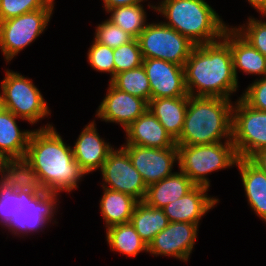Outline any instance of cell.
Masks as SVG:
<instances>
[{
	"label": "cell",
	"instance_id": "obj_1",
	"mask_svg": "<svg viewBox=\"0 0 266 266\" xmlns=\"http://www.w3.org/2000/svg\"><path fill=\"white\" fill-rule=\"evenodd\" d=\"M24 159L39 174L47 192L70 193L86 175L74 159L72 147L49 123L32 131Z\"/></svg>",
	"mask_w": 266,
	"mask_h": 266
},
{
	"label": "cell",
	"instance_id": "obj_2",
	"mask_svg": "<svg viewBox=\"0 0 266 266\" xmlns=\"http://www.w3.org/2000/svg\"><path fill=\"white\" fill-rule=\"evenodd\" d=\"M184 76L190 96L230 99L238 90L230 46L223 38L196 45L184 64Z\"/></svg>",
	"mask_w": 266,
	"mask_h": 266
},
{
	"label": "cell",
	"instance_id": "obj_3",
	"mask_svg": "<svg viewBox=\"0 0 266 266\" xmlns=\"http://www.w3.org/2000/svg\"><path fill=\"white\" fill-rule=\"evenodd\" d=\"M232 123L231 99L189 95L183 129L176 145L232 142Z\"/></svg>",
	"mask_w": 266,
	"mask_h": 266
},
{
	"label": "cell",
	"instance_id": "obj_4",
	"mask_svg": "<svg viewBox=\"0 0 266 266\" xmlns=\"http://www.w3.org/2000/svg\"><path fill=\"white\" fill-rule=\"evenodd\" d=\"M158 3L148 6L166 19L164 24L195 45L220 40L229 27L205 0H162Z\"/></svg>",
	"mask_w": 266,
	"mask_h": 266
},
{
	"label": "cell",
	"instance_id": "obj_5",
	"mask_svg": "<svg viewBox=\"0 0 266 266\" xmlns=\"http://www.w3.org/2000/svg\"><path fill=\"white\" fill-rule=\"evenodd\" d=\"M178 170L196 186L210 188L208 174L235 167L239 159L232 142L203 145H177Z\"/></svg>",
	"mask_w": 266,
	"mask_h": 266
},
{
	"label": "cell",
	"instance_id": "obj_6",
	"mask_svg": "<svg viewBox=\"0 0 266 266\" xmlns=\"http://www.w3.org/2000/svg\"><path fill=\"white\" fill-rule=\"evenodd\" d=\"M4 71L6 74L0 85L1 107L32 125L48 117L50 109L33 81L17 71Z\"/></svg>",
	"mask_w": 266,
	"mask_h": 266
},
{
	"label": "cell",
	"instance_id": "obj_7",
	"mask_svg": "<svg viewBox=\"0 0 266 266\" xmlns=\"http://www.w3.org/2000/svg\"><path fill=\"white\" fill-rule=\"evenodd\" d=\"M54 2L51 0L42 9L0 22V49L6 63L44 33L53 14Z\"/></svg>",
	"mask_w": 266,
	"mask_h": 266
},
{
	"label": "cell",
	"instance_id": "obj_8",
	"mask_svg": "<svg viewBox=\"0 0 266 266\" xmlns=\"http://www.w3.org/2000/svg\"><path fill=\"white\" fill-rule=\"evenodd\" d=\"M58 195L60 196L59 193L18 190L19 209L5 228L13 235L22 237L42 231L57 212Z\"/></svg>",
	"mask_w": 266,
	"mask_h": 266
},
{
	"label": "cell",
	"instance_id": "obj_9",
	"mask_svg": "<svg viewBox=\"0 0 266 266\" xmlns=\"http://www.w3.org/2000/svg\"><path fill=\"white\" fill-rule=\"evenodd\" d=\"M137 40L143 58L161 59L183 67L196 46L189 38L168 27L163 21L148 23Z\"/></svg>",
	"mask_w": 266,
	"mask_h": 266
},
{
	"label": "cell",
	"instance_id": "obj_10",
	"mask_svg": "<svg viewBox=\"0 0 266 266\" xmlns=\"http://www.w3.org/2000/svg\"><path fill=\"white\" fill-rule=\"evenodd\" d=\"M234 103L232 143L239 158H249L266 147V112L250 107L240 97Z\"/></svg>",
	"mask_w": 266,
	"mask_h": 266
},
{
	"label": "cell",
	"instance_id": "obj_11",
	"mask_svg": "<svg viewBox=\"0 0 266 266\" xmlns=\"http://www.w3.org/2000/svg\"><path fill=\"white\" fill-rule=\"evenodd\" d=\"M100 172L103 178L102 188L131 195L138 201L144 200L147 185L122 146L109 152Z\"/></svg>",
	"mask_w": 266,
	"mask_h": 266
},
{
	"label": "cell",
	"instance_id": "obj_12",
	"mask_svg": "<svg viewBox=\"0 0 266 266\" xmlns=\"http://www.w3.org/2000/svg\"><path fill=\"white\" fill-rule=\"evenodd\" d=\"M135 169L148 186L172 175L174 163H178L177 148L142 147L134 144H124Z\"/></svg>",
	"mask_w": 266,
	"mask_h": 266
},
{
	"label": "cell",
	"instance_id": "obj_13",
	"mask_svg": "<svg viewBox=\"0 0 266 266\" xmlns=\"http://www.w3.org/2000/svg\"><path fill=\"white\" fill-rule=\"evenodd\" d=\"M198 228L197 224L188 222H169L149 243L147 253L154 256H171L187 262L198 236Z\"/></svg>",
	"mask_w": 266,
	"mask_h": 266
},
{
	"label": "cell",
	"instance_id": "obj_14",
	"mask_svg": "<svg viewBox=\"0 0 266 266\" xmlns=\"http://www.w3.org/2000/svg\"><path fill=\"white\" fill-rule=\"evenodd\" d=\"M142 65L150 82L151 99L188 95L183 66L154 58H143Z\"/></svg>",
	"mask_w": 266,
	"mask_h": 266
},
{
	"label": "cell",
	"instance_id": "obj_15",
	"mask_svg": "<svg viewBox=\"0 0 266 266\" xmlns=\"http://www.w3.org/2000/svg\"><path fill=\"white\" fill-rule=\"evenodd\" d=\"M106 90L95 114L101 121L119 124L125 130L148 109L144 99L121 91L110 82Z\"/></svg>",
	"mask_w": 266,
	"mask_h": 266
},
{
	"label": "cell",
	"instance_id": "obj_16",
	"mask_svg": "<svg viewBox=\"0 0 266 266\" xmlns=\"http://www.w3.org/2000/svg\"><path fill=\"white\" fill-rule=\"evenodd\" d=\"M209 188L204 186H195L186 195L169 203L162 209L169 222H188L197 224L202 217L219 203L216 197H209Z\"/></svg>",
	"mask_w": 266,
	"mask_h": 266
},
{
	"label": "cell",
	"instance_id": "obj_17",
	"mask_svg": "<svg viewBox=\"0 0 266 266\" xmlns=\"http://www.w3.org/2000/svg\"><path fill=\"white\" fill-rule=\"evenodd\" d=\"M114 147L100 137L95 120L85 125L72 147L74 159L87 174L101 170Z\"/></svg>",
	"mask_w": 266,
	"mask_h": 266
},
{
	"label": "cell",
	"instance_id": "obj_18",
	"mask_svg": "<svg viewBox=\"0 0 266 266\" xmlns=\"http://www.w3.org/2000/svg\"><path fill=\"white\" fill-rule=\"evenodd\" d=\"M124 131L126 133L124 144L161 149L177 148L176 142L149 109Z\"/></svg>",
	"mask_w": 266,
	"mask_h": 266
},
{
	"label": "cell",
	"instance_id": "obj_19",
	"mask_svg": "<svg viewBox=\"0 0 266 266\" xmlns=\"http://www.w3.org/2000/svg\"><path fill=\"white\" fill-rule=\"evenodd\" d=\"M222 38L230 46L233 70L237 80L239 71L245 75H259L262 78L266 76V56L245 40L233 26L225 30Z\"/></svg>",
	"mask_w": 266,
	"mask_h": 266
},
{
	"label": "cell",
	"instance_id": "obj_20",
	"mask_svg": "<svg viewBox=\"0 0 266 266\" xmlns=\"http://www.w3.org/2000/svg\"><path fill=\"white\" fill-rule=\"evenodd\" d=\"M236 166L241 175L248 205L266 223V173L248 158H239Z\"/></svg>",
	"mask_w": 266,
	"mask_h": 266
},
{
	"label": "cell",
	"instance_id": "obj_21",
	"mask_svg": "<svg viewBox=\"0 0 266 266\" xmlns=\"http://www.w3.org/2000/svg\"><path fill=\"white\" fill-rule=\"evenodd\" d=\"M16 119L12 112L0 107V155L5 160L25 157L33 131L19 129Z\"/></svg>",
	"mask_w": 266,
	"mask_h": 266
},
{
	"label": "cell",
	"instance_id": "obj_22",
	"mask_svg": "<svg viewBox=\"0 0 266 266\" xmlns=\"http://www.w3.org/2000/svg\"><path fill=\"white\" fill-rule=\"evenodd\" d=\"M196 185L182 171L174 172L166 178L147 186L144 202L151 207L162 209L178 198L186 195Z\"/></svg>",
	"mask_w": 266,
	"mask_h": 266
},
{
	"label": "cell",
	"instance_id": "obj_23",
	"mask_svg": "<svg viewBox=\"0 0 266 266\" xmlns=\"http://www.w3.org/2000/svg\"><path fill=\"white\" fill-rule=\"evenodd\" d=\"M188 101L189 94L184 97L154 98L148 102V109L174 141L182 132Z\"/></svg>",
	"mask_w": 266,
	"mask_h": 266
},
{
	"label": "cell",
	"instance_id": "obj_24",
	"mask_svg": "<svg viewBox=\"0 0 266 266\" xmlns=\"http://www.w3.org/2000/svg\"><path fill=\"white\" fill-rule=\"evenodd\" d=\"M0 182L14 190L47 192L39 174L24 159H8L3 163Z\"/></svg>",
	"mask_w": 266,
	"mask_h": 266
},
{
	"label": "cell",
	"instance_id": "obj_25",
	"mask_svg": "<svg viewBox=\"0 0 266 266\" xmlns=\"http://www.w3.org/2000/svg\"><path fill=\"white\" fill-rule=\"evenodd\" d=\"M103 195L100 199V213L105 222V228L128 223L131 220L133 211L139 202L131 195L102 188Z\"/></svg>",
	"mask_w": 266,
	"mask_h": 266
},
{
	"label": "cell",
	"instance_id": "obj_26",
	"mask_svg": "<svg viewBox=\"0 0 266 266\" xmlns=\"http://www.w3.org/2000/svg\"><path fill=\"white\" fill-rule=\"evenodd\" d=\"M130 223L140 238L147 244L168 226L169 220L163 209L148 206L144 201H139L133 211Z\"/></svg>",
	"mask_w": 266,
	"mask_h": 266
},
{
	"label": "cell",
	"instance_id": "obj_27",
	"mask_svg": "<svg viewBox=\"0 0 266 266\" xmlns=\"http://www.w3.org/2000/svg\"><path fill=\"white\" fill-rule=\"evenodd\" d=\"M106 241L112 251L129 257H136L140 252L148 251V245L130 222L106 229Z\"/></svg>",
	"mask_w": 266,
	"mask_h": 266
},
{
	"label": "cell",
	"instance_id": "obj_28",
	"mask_svg": "<svg viewBox=\"0 0 266 266\" xmlns=\"http://www.w3.org/2000/svg\"><path fill=\"white\" fill-rule=\"evenodd\" d=\"M106 12L111 13L109 21L134 38H137L148 24L146 10L141 3L111 8Z\"/></svg>",
	"mask_w": 266,
	"mask_h": 266
},
{
	"label": "cell",
	"instance_id": "obj_29",
	"mask_svg": "<svg viewBox=\"0 0 266 266\" xmlns=\"http://www.w3.org/2000/svg\"><path fill=\"white\" fill-rule=\"evenodd\" d=\"M109 82L115 88L144 99L147 103L151 99L150 82L143 65L118 73Z\"/></svg>",
	"mask_w": 266,
	"mask_h": 266
},
{
	"label": "cell",
	"instance_id": "obj_30",
	"mask_svg": "<svg viewBox=\"0 0 266 266\" xmlns=\"http://www.w3.org/2000/svg\"><path fill=\"white\" fill-rule=\"evenodd\" d=\"M115 75L137 68L143 63V56L137 38L113 49Z\"/></svg>",
	"mask_w": 266,
	"mask_h": 266
},
{
	"label": "cell",
	"instance_id": "obj_31",
	"mask_svg": "<svg viewBox=\"0 0 266 266\" xmlns=\"http://www.w3.org/2000/svg\"><path fill=\"white\" fill-rule=\"evenodd\" d=\"M113 48L96 42L94 39L88 49L87 62L90 67L101 73L110 74V80L115 76Z\"/></svg>",
	"mask_w": 266,
	"mask_h": 266
},
{
	"label": "cell",
	"instance_id": "obj_32",
	"mask_svg": "<svg viewBox=\"0 0 266 266\" xmlns=\"http://www.w3.org/2000/svg\"><path fill=\"white\" fill-rule=\"evenodd\" d=\"M94 40L110 48H117L134 39L129 33L113 24L108 19L96 25Z\"/></svg>",
	"mask_w": 266,
	"mask_h": 266
},
{
	"label": "cell",
	"instance_id": "obj_33",
	"mask_svg": "<svg viewBox=\"0 0 266 266\" xmlns=\"http://www.w3.org/2000/svg\"><path fill=\"white\" fill-rule=\"evenodd\" d=\"M234 29L247 40L262 55L266 56V21L258 20L253 16L248 18L246 24Z\"/></svg>",
	"mask_w": 266,
	"mask_h": 266
},
{
	"label": "cell",
	"instance_id": "obj_34",
	"mask_svg": "<svg viewBox=\"0 0 266 266\" xmlns=\"http://www.w3.org/2000/svg\"><path fill=\"white\" fill-rule=\"evenodd\" d=\"M51 0H0V22L44 8Z\"/></svg>",
	"mask_w": 266,
	"mask_h": 266
},
{
	"label": "cell",
	"instance_id": "obj_35",
	"mask_svg": "<svg viewBox=\"0 0 266 266\" xmlns=\"http://www.w3.org/2000/svg\"><path fill=\"white\" fill-rule=\"evenodd\" d=\"M18 190L0 182V225L5 228L18 211Z\"/></svg>",
	"mask_w": 266,
	"mask_h": 266
},
{
	"label": "cell",
	"instance_id": "obj_36",
	"mask_svg": "<svg viewBox=\"0 0 266 266\" xmlns=\"http://www.w3.org/2000/svg\"><path fill=\"white\" fill-rule=\"evenodd\" d=\"M240 98L250 107L266 112V76L255 79L240 95Z\"/></svg>",
	"mask_w": 266,
	"mask_h": 266
},
{
	"label": "cell",
	"instance_id": "obj_37",
	"mask_svg": "<svg viewBox=\"0 0 266 266\" xmlns=\"http://www.w3.org/2000/svg\"><path fill=\"white\" fill-rule=\"evenodd\" d=\"M248 159L266 173V147L257 150Z\"/></svg>",
	"mask_w": 266,
	"mask_h": 266
},
{
	"label": "cell",
	"instance_id": "obj_38",
	"mask_svg": "<svg viewBox=\"0 0 266 266\" xmlns=\"http://www.w3.org/2000/svg\"><path fill=\"white\" fill-rule=\"evenodd\" d=\"M142 2H145V0H103V9L107 11L111 8L119 6L136 5Z\"/></svg>",
	"mask_w": 266,
	"mask_h": 266
},
{
	"label": "cell",
	"instance_id": "obj_39",
	"mask_svg": "<svg viewBox=\"0 0 266 266\" xmlns=\"http://www.w3.org/2000/svg\"><path fill=\"white\" fill-rule=\"evenodd\" d=\"M251 7L261 13L262 16L266 17V0H247Z\"/></svg>",
	"mask_w": 266,
	"mask_h": 266
},
{
	"label": "cell",
	"instance_id": "obj_40",
	"mask_svg": "<svg viewBox=\"0 0 266 266\" xmlns=\"http://www.w3.org/2000/svg\"><path fill=\"white\" fill-rule=\"evenodd\" d=\"M5 162V159L0 155V174L3 167V163Z\"/></svg>",
	"mask_w": 266,
	"mask_h": 266
}]
</instances>
